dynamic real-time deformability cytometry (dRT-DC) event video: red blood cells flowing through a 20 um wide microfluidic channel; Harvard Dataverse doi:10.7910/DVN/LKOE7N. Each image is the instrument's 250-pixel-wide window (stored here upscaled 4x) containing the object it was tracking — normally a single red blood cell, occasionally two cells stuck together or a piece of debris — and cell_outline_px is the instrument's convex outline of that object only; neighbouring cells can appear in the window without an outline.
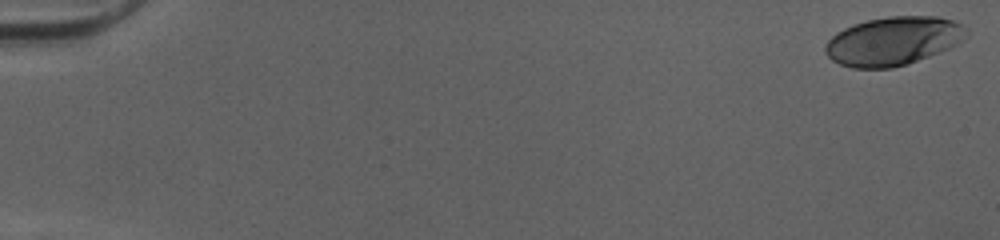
{"species": "human", "species_latin": "Homo sapiens", "temperature_condition": "cold", "stored_images_in_passage": 52, "camera_frame_rate_fps": 3000, "um_per_image_px": 0.085, "donor": {"sex": "female"}, "frame": {"image": 1, "passage_image": 1, "time_ms": 0.0, "image_size_px": [1000, 240], "cell_outline_px": [[968, 36], [948, 48], [940, 52], [908, 64], [892, 68], [852, 68], [840, 64], [832, 60], [828, 56], [824, 48], [828, 40], [836, 32], [844, 28], [868, 20], [888, 16], [936, 16], [952, 20], [968, 28]], "centroid_in_image_um": [75.93, 3.49], "position_along_channel_um": 9.1, "area_um2": 39.88}}
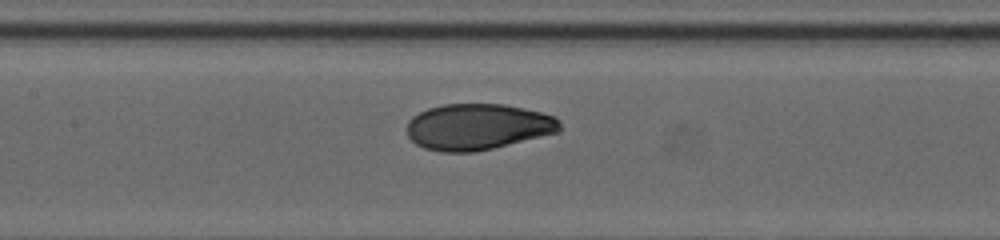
{"frame": {"image": 2, "passage_image": 26, "time_ms": 8.333, "image_size_px": [1000, 240], "cell_outline_px": [[560, 132], [492, 148], [472, 152], [440, 152], [424, 148], [416, 144], [408, 136], [408, 120], [412, 116], [428, 108], [444, 104], [504, 104], [524, 108], [556, 116], [560, 120]], "centroid_in_image_um": [40.62, 10.77], "position_along_channel_um": 166.8, "area_um2": 41.15}}
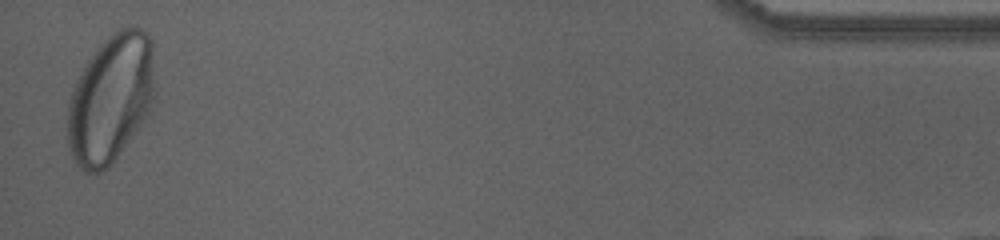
{"frame": {"image": 3, "passage_image": 51, "time_ms": 16.667, "image_size_px": [1000, 240], "cell_outline_px": [[156, 92], [148, 112], [140, 124], [108, 168], [100, 172], [84, 172], [76, 164], [72, 156], [68, 144], [68, 104], [76, 80], [80, 72], [88, 60], [100, 44], [108, 36], [120, 28], [140, 28], [152, 40]], "centroid_in_image_um": [9.42, 8.37], "position_along_channel_um": 425.8, "area_um2": 65.03}, "authors_computed_cell_mechanics": {"area_um2": 41.2981, "velocity_mm_per_s": 4.0314, "shape_relaxation_time_tau1_ms": 3.772, "shape_relaxation_time_tau2_ms": null, "deformation_change_tau1": 0.1801, "deformation_change_tau2": null}}